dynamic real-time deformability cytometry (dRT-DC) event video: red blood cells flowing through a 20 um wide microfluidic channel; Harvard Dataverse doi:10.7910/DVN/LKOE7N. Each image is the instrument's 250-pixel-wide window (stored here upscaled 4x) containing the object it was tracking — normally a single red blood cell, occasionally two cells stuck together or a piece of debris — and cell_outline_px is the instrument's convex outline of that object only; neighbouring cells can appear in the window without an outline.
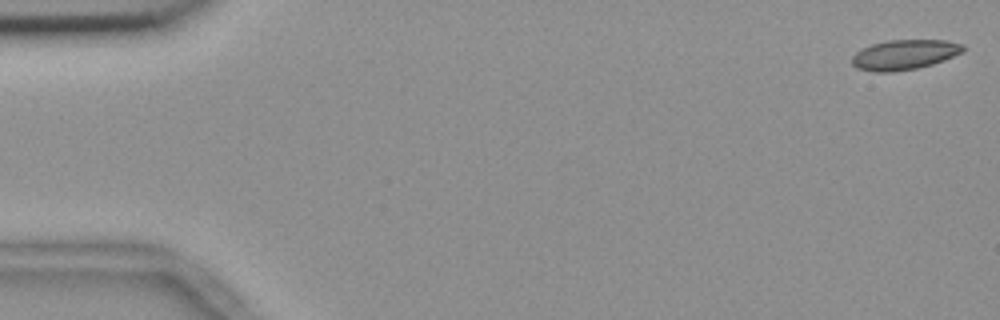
{"species": "common noctule bat (a hibernating species)", "species_latin": "Nyctalus noctula", "temperature_condition": "room temperature", "stored_images_in_passage": 29, "camera_frame_rate_fps": 3000, "um_per_image_px": 0.085, "animal": {"sex": "female", "body_mass_g": 18.4}, "frame": {"image": 1, "passage_image": 1, "time_ms": 0.0, "image_size_px": [1000, 320], "cell_outline_px": [[964, 48], [960, 52], [944, 60], [932, 64], [916, 68], [892, 72], [876, 72], [856, 68], [852, 64], [852, 56], [856, 52], [872, 44], [888, 40], [944, 40], [964, 44]], "centroid_in_image_um": [76.84, 4.65], "position_along_channel_um": 8.2, "area_um2": 19.19}}
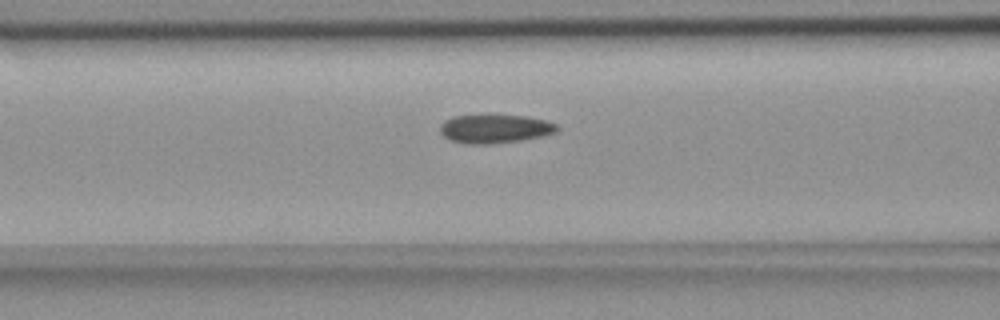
{"frame": {"image": 2, "passage_image": 22, "time_ms": 7.0, "image_size_px": [1000, 320], "cell_outline_px": [[560, 128], [556, 132], [540, 136], [520, 140], [488, 144], [464, 144], [448, 140], [440, 132], [440, 124], [444, 120], [452, 116], [484, 112], [492, 112], [528, 116], [544, 120], [556, 124]], "centroid_in_image_um": [41.99, 10.88], "position_along_channel_um": 124.6, "area_um2": 20.58}}
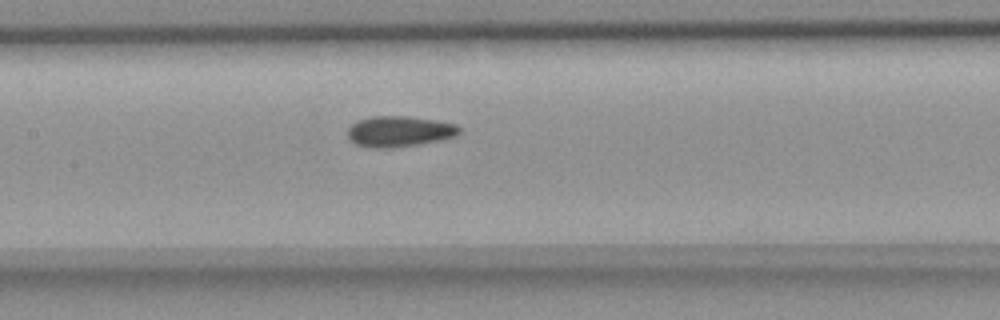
{"frame": {"image": 3, "passage_image": 26, "time_ms": 8.333, "image_size_px": [1000, 320], "cell_outline_px": [[460, 132], [456, 136], [440, 140], [392, 148], [372, 148], [356, 144], [348, 140], [348, 128], [356, 120], [372, 116], [408, 116], [436, 120], [456, 124], [460, 128]], "centroid_in_image_um": [33.91, 11.16], "position_along_channel_um": 173.5, "area_um2": 20.11}}